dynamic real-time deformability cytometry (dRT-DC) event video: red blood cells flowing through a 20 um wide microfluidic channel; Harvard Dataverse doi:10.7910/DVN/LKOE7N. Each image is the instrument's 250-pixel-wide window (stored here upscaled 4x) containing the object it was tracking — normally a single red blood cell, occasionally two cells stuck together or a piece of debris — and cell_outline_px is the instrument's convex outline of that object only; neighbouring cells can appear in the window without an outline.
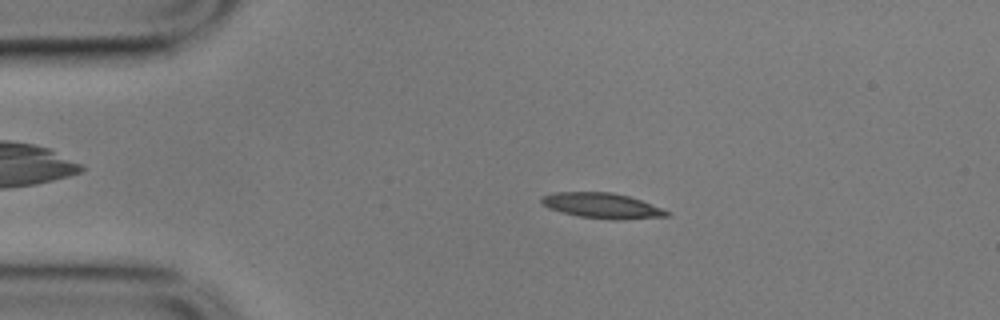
{"species": "common noctule bat (a hibernating species)", "species_latin": "Nyctalus noctula", "temperature_condition": "cold", "stored_images_in_passage": 54, "camera_frame_rate_fps": 3000, "um_per_image_px": 0.085, "animal": {"sex": "male", "body_mass_g": 17.9}, "frame": {"image": 1, "passage_image": 9, "time_ms": 2.667, "image_size_px": [1000, 320], "cell_outline_px": [[672, 216], [616, 220], [612, 220], [580, 216], [560, 212], [548, 208], [540, 200], [540, 196], [556, 192], [612, 192], [628, 196], [640, 200], [672, 212]], "centroid_in_image_um": [51.19, 17.48], "position_along_channel_um": 33.8, "area_um2": 18.55}}
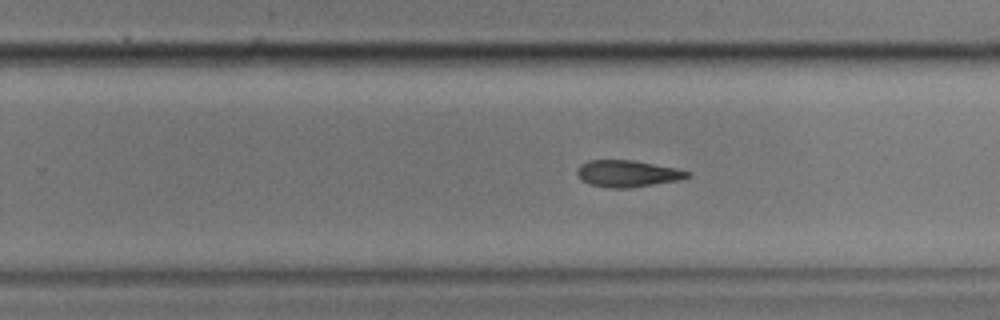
{"frame": {"image": 2, "passage_image": 33, "time_ms": 10.667, "image_size_px": [1000, 320], "cell_outline_px": [[692, 176], [680, 180], [628, 188], [608, 188], [588, 184], [580, 180], [576, 172], [580, 164], [588, 160], [632, 160], [676, 168], [692, 172]], "centroid_in_image_um": [53.33, 14.76], "position_along_channel_um": 276.5, "area_um2": 17.34}}
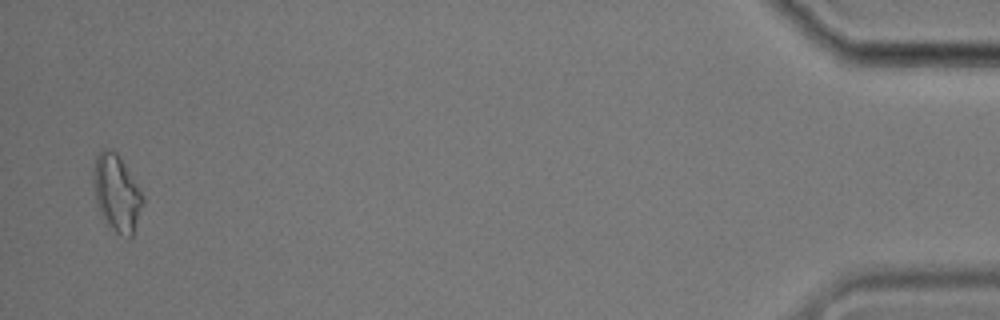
{"frame": {"image": 3, "passage_image": 53, "time_ms": 17.333, "image_size_px": [1000, 320], "cell_outline_px": [[144, 204], [132, 236], [128, 236], [116, 232], [104, 224], [100, 216], [96, 204], [92, 176], [92, 168], [96, 156], [104, 148], [112, 148], [116, 152], [144, 196]], "centroid_in_image_um": [9.88, 16.42], "position_along_channel_um": 425.3, "area_um2": 22.31}}